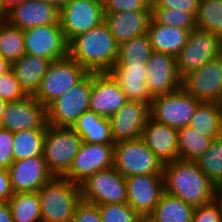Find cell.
I'll use <instances>...</instances> for the list:
<instances>
[{
	"label": "cell",
	"instance_id": "6da1fadb",
	"mask_svg": "<svg viewBox=\"0 0 222 222\" xmlns=\"http://www.w3.org/2000/svg\"><path fill=\"white\" fill-rule=\"evenodd\" d=\"M164 191L194 207L215 199L216 186L196 161L177 159L163 166Z\"/></svg>",
	"mask_w": 222,
	"mask_h": 222
},
{
	"label": "cell",
	"instance_id": "7a4b0ae2",
	"mask_svg": "<svg viewBox=\"0 0 222 222\" xmlns=\"http://www.w3.org/2000/svg\"><path fill=\"white\" fill-rule=\"evenodd\" d=\"M118 55L119 44L105 22L69 43V56L89 73L109 72Z\"/></svg>",
	"mask_w": 222,
	"mask_h": 222
},
{
	"label": "cell",
	"instance_id": "3957f363",
	"mask_svg": "<svg viewBox=\"0 0 222 222\" xmlns=\"http://www.w3.org/2000/svg\"><path fill=\"white\" fill-rule=\"evenodd\" d=\"M42 222H71L81 201L80 185L54 176L38 191Z\"/></svg>",
	"mask_w": 222,
	"mask_h": 222
},
{
	"label": "cell",
	"instance_id": "277c9868",
	"mask_svg": "<svg viewBox=\"0 0 222 222\" xmlns=\"http://www.w3.org/2000/svg\"><path fill=\"white\" fill-rule=\"evenodd\" d=\"M81 143V137L72 128L47 124L43 156L54 176L63 177L68 172Z\"/></svg>",
	"mask_w": 222,
	"mask_h": 222
},
{
	"label": "cell",
	"instance_id": "5b68a950",
	"mask_svg": "<svg viewBox=\"0 0 222 222\" xmlns=\"http://www.w3.org/2000/svg\"><path fill=\"white\" fill-rule=\"evenodd\" d=\"M88 73L70 56L52 61L34 97L47 108L54 100L77 85Z\"/></svg>",
	"mask_w": 222,
	"mask_h": 222
},
{
	"label": "cell",
	"instance_id": "8992f818",
	"mask_svg": "<svg viewBox=\"0 0 222 222\" xmlns=\"http://www.w3.org/2000/svg\"><path fill=\"white\" fill-rule=\"evenodd\" d=\"M163 166L142 138L114 144L113 167L125 178L143 174H163Z\"/></svg>",
	"mask_w": 222,
	"mask_h": 222
},
{
	"label": "cell",
	"instance_id": "52a82bcc",
	"mask_svg": "<svg viewBox=\"0 0 222 222\" xmlns=\"http://www.w3.org/2000/svg\"><path fill=\"white\" fill-rule=\"evenodd\" d=\"M91 90L92 73H88L77 85L46 108L47 124L71 128L79 116L89 110Z\"/></svg>",
	"mask_w": 222,
	"mask_h": 222
},
{
	"label": "cell",
	"instance_id": "ba28073f",
	"mask_svg": "<svg viewBox=\"0 0 222 222\" xmlns=\"http://www.w3.org/2000/svg\"><path fill=\"white\" fill-rule=\"evenodd\" d=\"M199 103L181 87L177 91L155 96L149 107L150 117L179 130L189 126Z\"/></svg>",
	"mask_w": 222,
	"mask_h": 222
},
{
	"label": "cell",
	"instance_id": "9c48e42d",
	"mask_svg": "<svg viewBox=\"0 0 222 222\" xmlns=\"http://www.w3.org/2000/svg\"><path fill=\"white\" fill-rule=\"evenodd\" d=\"M221 54L222 39L219 36L207 30L194 28L177 57V69L181 79Z\"/></svg>",
	"mask_w": 222,
	"mask_h": 222
},
{
	"label": "cell",
	"instance_id": "30bf717a",
	"mask_svg": "<svg viewBox=\"0 0 222 222\" xmlns=\"http://www.w3.org/2000/svg\"><path fill=\"white\" fill-rule=\"evenodd\" d=\"M104 21L103 0H70L60 9V25L68 43Z\"/></svg>",
	"mask_w": 222,
	"mask_h": 222
},
{
	"label": "cell",
	"instance_id": "8fae6325",
	"mask_svg": "<svg viewBox=\"0 0 222 222\" xmlns=\"http://www.w3.org/2000/svg\"><path fill=\"white\" fill-rule=\"evenodd\" d=\"M81 198L93 204H115L127 202V184L113 166L91 175L81 185Z\"/></svg>",
	"mask_w": 222,
	"mask_h": 222
},
{
	"label": "cell",
	"instance_id": "7c38bea8",
	"mask_svg": "<svg viewBox=\"0 0 222 222\" xmlns=\"http://www.w3.org/2000/svg\"><path fill=\"white\" fill-rule=\"evenodd\" d=\"M25 54L51 62L69 56V43L60 24L36 26L24 30Z\"/></svg>",
	"mask_w": 222,
	"mask_h": 222
},
{
	"label": "cell",
	"instance_id": "4fadbf2b",
	"mask_svg": "<svg viewBox=\"0 0 222 222\" xmlns=\"http://www.w3.org/2000/svg\"><path fill=\"white\" fill-rule=\"evenodd\" d=\"M47 113L33 95L8 102L7 107L0 119V128L11 132L23 130H46Z\"/></svg>",
	"mask_w": 222,
	"mask_h": 222
},
{
	"label": "cell",
	"instance_id": "5bb4252c",
	"mask_svg": "<svg viewBox=\"0 0 222 222\" xmlns=\"http://www.w3.org/2000/svg\"><path fill=\"white\" fill-rule=\"evenodd\" d=\"M181 87L200 102H220L222 99V54L198 70L185 75Z\"/></svg>",
	"mask_w": 222,
	"mask_h": 222
},
{
	"label": "cell",
	"instance_id": "9a60e30c",
	"mask_svg": "<svg viewBox=\"0 0 222 222\" xmlns=\"http://www.w3.org/2000/svg\"><path fill=\"white\" fill-rule=\"evenodd\" d=\"M114 145L82 142L78 153L63 176L81 185L94 173L113 166Z\"/></svg>",
	"mask_w": 222,
	"mask_h": 222
},
{
	"label": "cell",
	"instance_id": "2e32d148",
	"mask_svg": "<svg viewBox=\"0 0 222 222\" xmlns=\"http://www.w3.org/2000/svg\"><path fill=\"white\" fill-rule=\"evenodd\" d=\"M127 203L140 217H149L164 192L163 174H143L125 178Z\"/></svg>",
	"mask_w": 222,
	"mask_h": 222
},
{
	"label": "cell",
	"instance_id": "e0dca14e",
	"mask_svg": "<svg viewBox=\"0 0 222 222\" xmlns=\"http://www.w3.org/2000/svg\"><path fill=\"white\" fill-rule=\"evenodd\" d=\"M146 68L148 76L145 82L153 97L181 88L182 79L178 73L176 57L153 51Z\"/></svg>",
	"mask_w": 222,
	"mask_h": 222
},
{
	"label": "cell",
	"instance_id": "ac0fdd59",
	"mask_svg": "<svg viewBox=\"0 0 222 222\" xmlns=\"http://www.w3.org/2000/svg\"><path fill=\"white\" fill-rule=\"evenodd\" d=\"M149 116L147 104L128 100L109 118L114 142L141 138Z\"/></svg>",
	"mask_w": 222,
	"mask_h": 222
},
{
	"label": "cell",
	"instance_id": "d6986e66",
	"mask_svg": "<svg viewBox=\"0 0 222 222\" xmlns=\"http://www.w3.org/2000/svg\"><path fill=\"white\" fill-rule=\"evenodd\" d=\"M8 172L13 193L37 192L54 177L43 155L14 161Z\"/></svg>",
	"mask_w": 222,
	"mask_h": 222
},
{
	"label": "cell",
	"instance_id": "ffe728a7",
	"mask_svg": "<svg viewBox=\"0 0 222 222\" xmlns=\"http://www.w3.org/2000/svg\"><path fill=\"white\" fill-rule=\"evenodd\" d=\"M126 95L109 72L92 73V90L89 110L110 118L126 102Z\"/></svg>",
	"mask_w": 222,
	"mask_h": 222
},
{
	"label": "cell",
	"instance_id": "44dd1931",
	"mask_svg": "<svg viewBox=\"0 0 222 222\" xmlns=\"http://www.w3.org/2000/svg\"><path fill=\"white\" fill-rule=\"evenodd\" d=\"M7 21L22 30L60 24V9L43 0H27L12 6L7 11Z\"/></svg>",
	"mask_w": 222,
	"mask_h": 222
},
{
	"label": "cell",
	"instance_id": "7402d4cb",
	"mask_svg": "<svg viewBox=\"0 0 222 222\" xmlns=\"http://www.w3.org/2000/svg\"><path fill=\"white\" fill-rule=\"evenodd\" d=\"M141 138L163 165L178 159L177 130L169 125L149 116Z\"/></svg>",
	"mask_w": 222,
	"mask_h": 222
},
{
	"label": "cell",
	"instance_id": "603a6c76",
	"mask_svg": "<svg viewBox=\"0 0 222 222\" xmlns=\"http://www.w3.org/2000/svg\"><path fill=\"white\" fill-rule=\"evenodd\" d=\"M109 73L128 100L143 102L150 107L154 97L145 82L148 76L146 65H114Z\"/></svg>",
	"mask_w": 222,
	"mask_h": 222
},
{
	"label": "cell",
	"instance_id": "cb8c5ba5",
	"mask_svg": "<svg viewBox=\"0 0 222 222\" xmlns=\"http://www.w3.org/2000/svg\"><path fill=\"white\" fill-rule=\"evenodd\" d=\"M151 11L105 13V23L120 45L148 31Z\"/></svg>",
	"mask_w": 222,
	"mask_h": 222
},
{
	"label": "cell",
	"instance_id": "d4e9b609",
	"mask_svg": "<svg viewBox=\"0 0 222 222\" xmlns=\"http://www.w3.org/2000/svg\"><path fill=\"white\" fill-rule=\"evenodd\" d=\"M190 32L182 28L156 23L151 18L147 34L153 51L166 53L177 58L187 43Z\"/></svg>",
	"mask_w": 222,
	"mask_h": 222
},
{
	"label": "cell",
	"instance_id": "484cf974",
	"mask_svg": "<svg viewBox=\"0 0 222 222\" xmlns=\"http://www.w3.org/2000/svg\"><path fill=\"white\" fill-rule=\"evenodd\" d=\"M50 63L49 59L28 54L22 55L12 63L16 79L27 95L34 96L39 90Z\"/></svg>",
	"mask_w": 222,
	"mask_h": 222
},
{
	"label": "cell",
	"instance_id": "4316f807",
	"mask_svg": "<svg viewBox=\"0 0 222 222\" xmlns=\"http://www.w3.org/2000/svg\"><path fill=\"white\" fill-rule=\"evenodd\" d=\"M82 142L114 145L109 118L87 110L82 113L71 127Z\"/></svg>",
	"mask_w": 222,
	"mask_h": 222
},
{
	"label": "cell",
	"instance_id": "83f0119b",
	"mask_svg": "<svg viewBox=\"0 0 222 222\" xmlns=\"http://www.w3.org/2000/svg\"><path fill=\"white\" fill-rule=\"evenodd\" d=\"M189 127L209 139L220 138L222 136L220 102H200Z\"/></svg>",
	"mask_w": 222,
	"mask_h": 222
},
{
	"label": "cell",
	"instance_id": "f1b7e54d",
	"mask_svg": "<svg viewBox=\"0 0 222 222\" xmlns=\"http://www.w3.org/2000/svg\"><path fill=\"white\" fill-rule=\"evenodd\" d=\"M194 209V206L164 191L149 217L155 222H192Z\"/></svg>",
	"mask_w": 222,
	"mask_h": 222
},
{
	"label": "cell",
	"instance_id": "f546056e",
	"mask_svg": "<svg viewBox=\"0 0 222 222\" xmlns=\"http://www.w3.org/2000/svg\"><path fill=\"white\" fill-rule=\"evenodd\" d=\"M8 204L13 222H42L38 191L13 193Z\"/></svg>",
	"mask_w": 222,
	"mask_h": 222
},
{
	"label": "cell",
	"instance_id": "4dcf8cb0",
	"mask_svg": "<svg viewBox=\"0 0 222 222\" xmlns=\"http://www.w3.org/2000/svg\"><path fill=\"white\" fill-rule=\"evenodd\" d=\"M178 159L197 161L210 147L212 139L200 135L189 126L177 130Z\"/></svg>",
	"mask_w": 222,
	"mask_h": 222
},
{
	"label": "cell",
	"instance_id": "1f68e13d",
	"mask_svg": "<svg viewBox=\"0 0 222 222\" xmlns=\"http://www.w3.org/2000/svg\"><path fill=\"white\" fill-rule=\"evenodd\" d=\"M153 52L148 34L132 38L119 45V55L115 65H147Z\"/></svg>",
	"mask_w": 222,
	"mask_h": 222
},
{
	"label": "cell",
	"instance_id": "d6a6232c",
	"mask_svg": "<svg viewBox=\"0 0 222 222\" xmlns=\"http://www.w3.org/2000/svg\"><path fill=\"white\" fill-rule=\"evenodd\" d=\"M45 132L46 130H23L14 132V161L43 155Z\"/></svg>",
	"mask_w": 222,
	"mask_h": 222
},
{
	"label": "cell",
	"instance_id": "836d02e7",
	"mask_svg": "<svg viewBox=\"0 0 222 222\" xmlns=\"http://www.w3.org/2000/svg\"><path fill=\"white\" fill-rule=\"evenodd\" d=\"M24 54V30L8 21L0 23V55L12 64Z\"/></svg>",
	"mask_w": 222,
	"mask_h": 222
},
{
	"label": "cell",
	"instance_id": "e575fe53",
	"mask_svg": "<svg viewBox=\"0 0 222 222\" xmlns=\"http://www.w3.org/2000/svg\"><path fill=\"white\" fill-rule=\"evenodd\" d=\"M196 27L222 39V0H200Z\"/></svg>",
	"mask_w": 222,
	"mask_h": 222
},
{
	"label": "cell",
	"instance_id": "d590c367",
	"mask_svg": "<svg viewBox=\"0 0 222 222\" xmlns=\"http://www.w3.org/2000/svg\"><path fill=\"white\" fill-rule=\"evenodd\" d=\"M196 163L216 187L222 184V136L213 140L210 147Z\"/></svg>",
	"mask_w": 222,
	"mask_h": 222
},
{
	"label": "cell",
	"instance_id": "8d00e7d4",
	"mask_svg": "<svg viewBox=\"0 0 222 222\" xmlns=\"http://www.w3.org/2000/svg\"><path fill=\"white\" fill-rule=\"evenodd\" d=\"M151 18L159 24L192 31L196 28V18L186 11L173 8L151 9Z\"/></svg>",
	"mask_w": 222,
	"mask_h": 222
},
{
	"label": "cell",
	"instance_id": "74e56055",
	"mask_svg": "<svg viewBox=\"0 0 222 222\" xmlns=\"http://www.w3.org/2000/svg\"><path fill=\"white\" fill-rule=\"evenodd\" d=\"M102 222H139V214L127 202L98 205Z\"/></svg>",
	"mask_w": 222,
	"mask_h": 222
},
{
	"label": "cell",
	"instance_id": "f35d334b",
	"mask_svg": "<svg viewBox=\"0 0 222 222\" xmlns=\"http://www.w3.org/2000/svg\"><path fill=\"white\" fill-rule=\"evenodd\" d=\"M26 96L28 95L21 88L12 68L0 75V99L12 102L21 100Z\"/></svg>",
	"mask_w": 222,
	"mask_h": 222
},
{
	"label": "cell",
	"instance_id": "ab89813d",
	"mask_svg": "<svg viewBox=\"0 0 222 222\" xmlns=\"http://www.w3.org/2000/svg\"><path fill=\"white\" fill-rule=\"evenodd\" d=\"M152 0H103L105 13L151 11Z\"/></svg>",
	"mask_w": 222,
	"mask_h": 222
},
{
	"label": "cell",
	"instance_id": "60d3db41",
	"mask_svg": "<svg viewBox=\"0 0 222 222\" xmlns=\"http://www.w3.org/2000/svg\"><path fill=\"white\" fill-rule=\"evenodd\" d=\"M192 222H222V210L219 203L213 201L194 209Z\"/></svg>",
	"mask_w": 222,
	"mask_h": 222
},
{
	"label": "cell",
	"instance_id": "b9f144b4",
	"mask_svg": "<svg viewBox=\"0 0 222 222\" xmlns=\"http://www.w3.org/2000/svg\"><path fill=\"white\" fill-rule=\"evenodd\" d=\"M200 0H152L151 9H177L191 13L195 18Z\"/></svg>",
	"mask_w": 222,
	"mask_h": 222
},
{
	"label": "cell",
	"instance_id": "7bdbcfd3",
	"mask_svg": "<svg viewBox=\"0 0 222 222\" xmlns=\"http://www.w3.org/2000/svg\"><path fill=\"white\" fill-rule=\"evenodd\" d=\"M14 132L0 128V168L9 169L13 158Z\"/></svg>",
	"mask_w": 222,
	"mask_h": 222
},
{
	"label": "cell",
	"instance_id": "ee69618b",
	"mask_svg": "<svg viewBox=\"0 0 222 222\" xmlns=\"http://www.w3.org/2000/svg\"><path fill=\"white\" fill-rule=\"evenodd\" d=\"M71 222H102L98 205L81 199L76 206Z\"/></svg>",
	"mask_w": 222,
	"mask_h": 222
},
{
	"label": "cell",
	"instance_id": "f6af8a7d",
	"mask_svg": "<svg viewBox=\"0 0 222 222\" xmlns=\"http://www.w3.org/2000/svg\"><path fill=\"white\" fill-rule=\"evenodd\" d=\"M13 196L8 169L0 168V202H8Z\"/></svg>",
	"mask_w": 222,
	"mask_h": 222
},
{
	"label": "cell",
	"instance_id": "bcb514c9",
	"mask_svg": "<svg viewBox=\"0 0 222 222\" xmlns=\"http://www.w3.org/2000/svg\"><path fill=\"white\" fill-rule=\"evenodd\" d=\"M0 222H13L12 212L8 202H0Z\"/></svg>",
	"mask_w": 222,
	"mask_h": 222
},
{
	"label": "cell",
	"instance_id": "7dc6e473",
	"mask_svg": "<svg viewBox=\"0 0 222 222\" xmlns=\"http://www.w3.org/2000/svg\"><path fill=\"white\" fill-rule=\"evenodd\" d=\"M12 68V64L0 55V75L6 73Z\"/></svg>",
	"mask_w": 222,
	"mask_h": 222
},
{
	"label": "cell",
	"instance_id": "c3c4849f",
	"mask_svg": "<svg viewBox=\"0 0 222 222\" xmlns=\"http://www.w3.org/2000/svg\"><path fill=\"white\" fill-rule=\"evenodd\" d=\"M27 0H1L2 5L8 11L12 6L19 4L20 2H25Z\"/></svg>",
	"mask_w": 222,
	"mask_h": 222
},
{
	"label": "cell",
	"instance_id": "681fc988",
	"mask_svg": "<svg viewBox=\"0 0 222 222\" xmlns=\"http://www.w3.org/2000/svg\"><path fill=\"white\" fill-rule=\"evenodd\" d=\"M43 1L49 2L50 4H53V5L57 6L59 9H61L70 0H43Z\"/></svg>",
	"mask_w": 222,
	"mask_h": 222
},
{
	"label": "cell",
	"instance_id": "f907efd6",
	"mask_svg": "<svg viewBox=\"0 0 222 222\" xmlns=\"http://www.w3.org/2000/svg\"><path fill=\"white\" fill-rule=\"evenodd\" d=\"M7 21V10L0 0V23Z\"/></svg>",
	"mask_w": 222,
	"mask_h": 222
},
{
	"label": "cell",
	"instance_id": "816d5d0a",
	"mask_svg": "<svg viewBox=\"0 0 222 222\" xmlns=\"http://www.w3.org/2000/svg\"><path fill=\"white\" fill-rule=\"evenodd\" d=\"M215 200L219 203L222 210V188L220 186L216 187Z\"/></svg>",
	"mask_w": 222,
	"mask_h": 222
},
{
	"label": "cell",
	"instance_id": "f5cc1de1",
	"mask_svg": "<svg viewBox=\"0 0 222 222\" xmlns=\"http://www.w3.org/2000/svg\"><path fill=\"white\" fill-rule=\"evenodd\" d=\"M7 104L8 102L6 100L0 99V119L7 107Z\"/></svg>",
	"mask_w": 222,
	"mask_h": 222
},
{
	"label": "cell",
	"instance_id": "db71d44e",
	"mask_svg": "<svg viewBox=\"0 0 222 222\" xmlns=\"http://www.w3.org/2000/svg\"><path fill=\"white\" fill-rule=\"evenodd\" d=\"M139 222H155L150 217H141Z\"/></svg>",
	"mask_w": 222,
	"mask_h": 222
},
{
	"label": "cell",
	"instance_id": "11a10c76",
	"mask_svg": "<svg viewBox=\"0 0 222 222\" xmlns=\"http://www.w3.org/2000/svg\"><path fill=\"white\" fill-rule=\"evenodd\" d=\"M220 105H221V112H222V99H221V101H220Z\"/></svg>",
	"mask_w": 222,
	"mask_h": 222
}]
</instances>
